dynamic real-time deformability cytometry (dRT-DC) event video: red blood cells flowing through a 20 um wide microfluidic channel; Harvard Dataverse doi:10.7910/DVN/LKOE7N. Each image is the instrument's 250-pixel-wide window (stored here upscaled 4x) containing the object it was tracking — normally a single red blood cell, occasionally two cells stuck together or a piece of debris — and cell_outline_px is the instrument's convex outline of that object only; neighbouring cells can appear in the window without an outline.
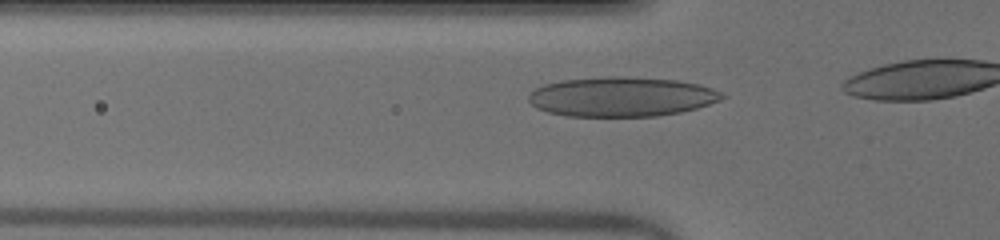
{"species": "human", "species_latin": "Homo sapiens", "temperature_condition": "warm", "stored_images_in_passage": 16, "camera_frame_rate_fps": 3000, "um_per_image_px": 0.085, "donor": {"sex": "male"}, "frame": {"image": 1, "passage_image": 11, "time_ms": 3.333, "image_size_px": [1000, 240], "cell_outline_px": [[728, 96], [720, 100], [696, 108], [680, 112], [656, 116], [568, 116], [548, 112], [536, 108], [528, 100], [528, 96], [536, 88], [544, 84], [560, 80], [608, 76], [624, 76], [676, 80], [696, 84], [712, 88]], "centroid_in_image_um": [52.81, 8.22], "position_along_channel_um": 73.0, "area_um2": 44.62}}
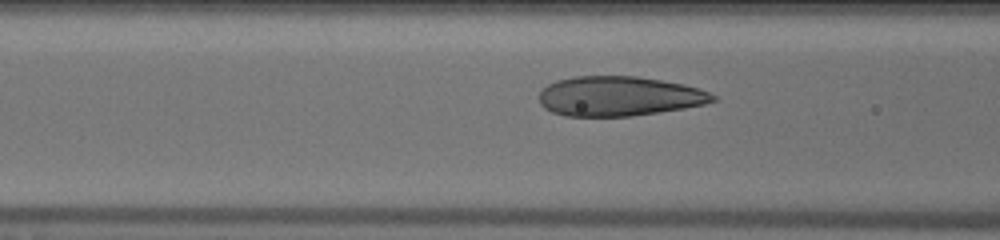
{"frame": {"image": 2, "passage_image": 14, "time_ms": 4.333, "image_size_px": [1000, 240], "cell_outline_px": [[716, 100], [704, 104], [684, 108], [660, 112], [632, 116], [564, 116], [552, 112], [544, 108], [540, 104], [540, 92], [548, 84], [556, 80], [572, 76], [636, 76], [684, 84], [700, 88], [716, 96]], "centroid_in_image_um": [52.61, 8.17], "position_along_channel_um": 114.0, "area_um2": 40.29}}